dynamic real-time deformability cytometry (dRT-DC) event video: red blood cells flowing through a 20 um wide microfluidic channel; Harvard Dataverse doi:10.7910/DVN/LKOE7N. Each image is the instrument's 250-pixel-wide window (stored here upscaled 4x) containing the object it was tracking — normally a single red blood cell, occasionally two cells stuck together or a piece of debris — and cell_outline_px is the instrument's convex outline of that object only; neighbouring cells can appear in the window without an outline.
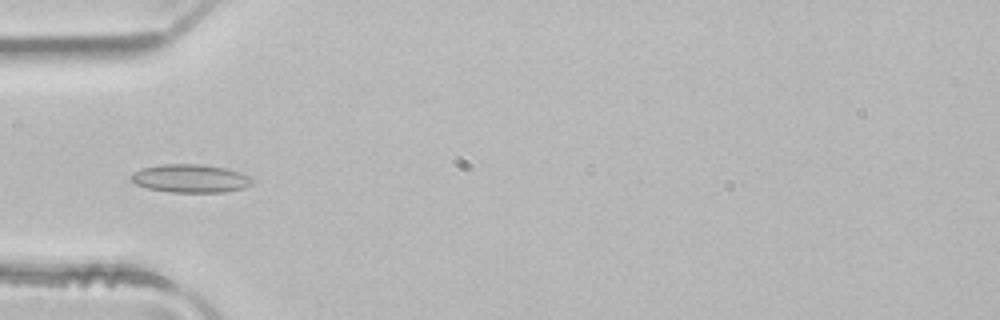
{"species": "common noctule bat (a hibernating species)", "species_latin": "Nyctalus noctula", "temperature_condition": "room temperature", "stored_images_in_passage": 3, "camera_frame_rate_fps": 3000, "um_per_image_px": 0.085, "animal": {"sex": "male", "body_mass_g": 21.5, "forearm_length_mm": 52.0}, "frame": {"image": 1, "passage_image": 3, "time_ms": 0.667, "image_size_px": [1000, 320], "cell_outline_px": [[252, 184], [244, 188], [224, 192], [168, 192], [148, 188], [136, 184], [128, 176], [140, 168], [160, 164], [200, 164], [228, 168], [240, 172], [248, 176], [252, 180]], "centroid_in_image_um": [16.17, 15.16], "position_along_channel_um": 68.8, "area_um2": 20.06}}